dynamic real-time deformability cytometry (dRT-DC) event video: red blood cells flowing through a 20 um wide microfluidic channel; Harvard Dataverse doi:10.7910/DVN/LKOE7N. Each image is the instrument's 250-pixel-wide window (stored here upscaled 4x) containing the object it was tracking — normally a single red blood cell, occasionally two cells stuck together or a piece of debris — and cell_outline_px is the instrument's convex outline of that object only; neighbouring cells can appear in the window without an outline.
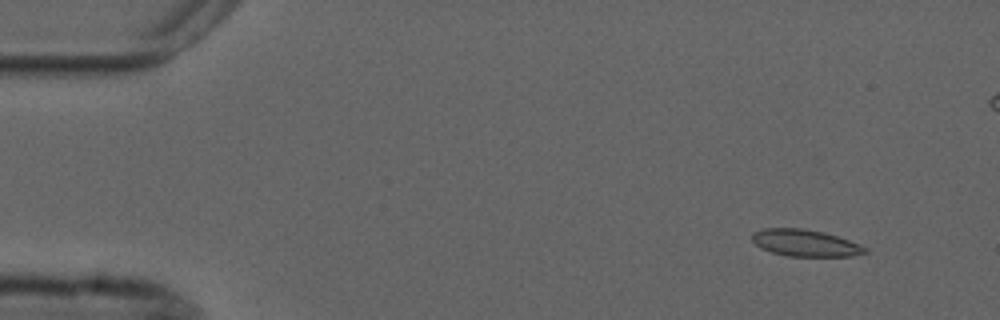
{"species": "common noctule bat (a hibernating species)", "species_latin": "Nyctalus noctula", "temperature_condition": "cold", "stored_images_in_passage": 6, "camera_frame_rate_fps": 3000, "um_per_image_px": 0.085, "animal": {"sex": "male", "forearm_length_mm": 52.5}, "frame": {"image": 1, "passage_image": 2, "time_ms": 1.333, "image_size_px": [1000, 320], "cell_outline_px": [[868, 252], [852, 256], [788, 256], [772, 252], [760, 248], [752, 240], [752, 232], [764, 228], [804, 228], [824, 232], [860, 244], [868, 248]], "centroid_in_image_um": [68.44, 20.65], "position_along_channel_um": 16.6, "area_um2": 17.69}}